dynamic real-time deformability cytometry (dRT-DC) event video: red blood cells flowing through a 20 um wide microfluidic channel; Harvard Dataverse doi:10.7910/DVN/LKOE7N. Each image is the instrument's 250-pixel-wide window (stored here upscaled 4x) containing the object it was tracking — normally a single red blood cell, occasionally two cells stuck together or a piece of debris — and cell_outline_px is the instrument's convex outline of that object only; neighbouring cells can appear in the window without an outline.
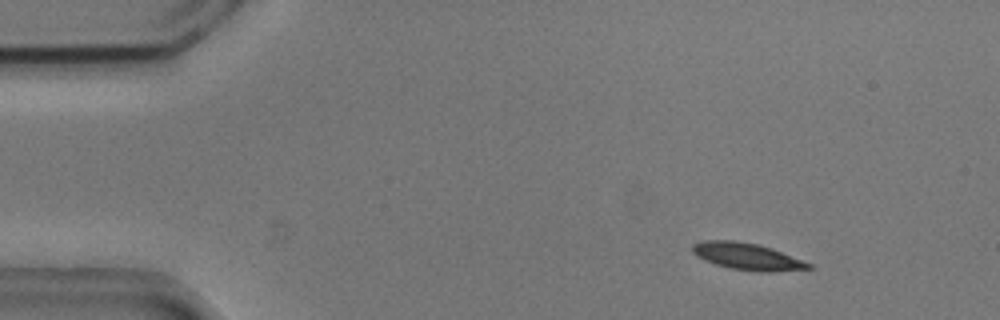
{"species": "common noctule bat (a hibernating species)", "species_latin": "Nyctalus noctula", "temperature_condition": "cold", "stored_images_in_passage": 51, "camera_frame_rate_fps": 3000, "um_per_image_px": 0.085, "animal": {"sex": "male", "body_mass_g": 20.5, "forearm_length_mm": 52.5}, "frame": {"image": 1, "passage_image": 6, "time_ms": 1.667, "image_size_px": [1000, 320], "cell_outline_px": [[816, 268], [772, 272], [760, 272], [728, 268], [704, 260], [696, 256], [692, 252], [692, 244], [704, 240], [736, 240], [760, 244], [772, 248], [812, 264]], "centroid_in_image_um": [63.52, 21.79], "position_along_channel_um": 21.5, "area_um2": 18.44}}
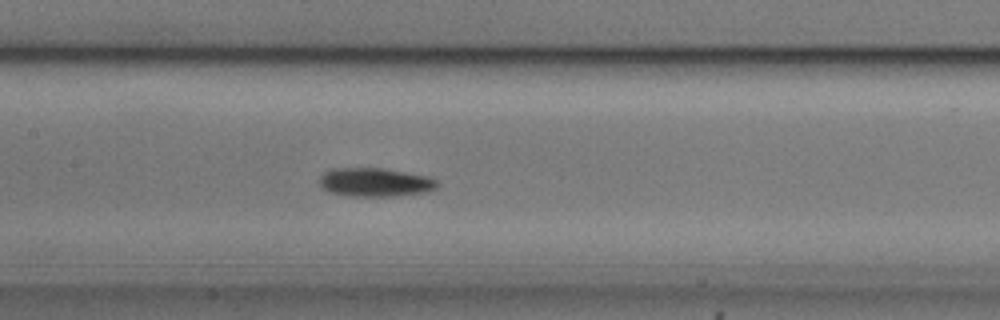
{"frame": {"image": 2, "passage_image": 25, "time_ms": 8.0, "image_size_px": [1000, 320], "cell_outline_px": [[440, 184], [436, 188], [424, 192], [392, 196], [352, 196], [328, 192], [316, 180], [328, 168], [384, 168], [428, 176], [436, 180]], "centroid_in_image_um": [31.84, 15.48], "position_along_channel_um": 175.6, "area_um2": 19.83}}
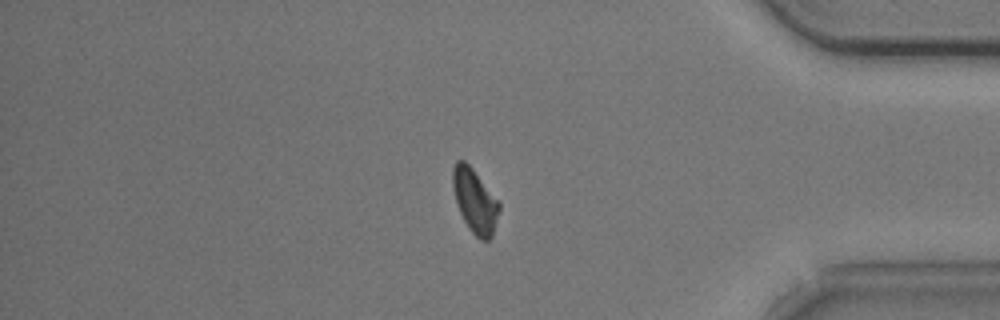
{"frame": {"image": 3, "passage_image": 45, "time_ms": 14.667, "image_size_px": [1000, 320], "cell_outline_px": [[500, 208], [492, 236], [488, 240], [480, 240], [468, 228], [456, 204], [452, 184], [452, 168], [456, 160], [464, 160], [472, 168], [500, 200]], "centroid_in_image_um": [40.37, 17.05], "position_along_channel_um": 394.8, "area_um2": 17.51}, "authors_computed_cell_mechanics": {"area_um2": 18.0336, "velocity_mm_per_s": 3.7083, "shape_relaxation_time_tau1_ms": 2.6526, "shape_relaxation_time_tau2_ms": null, "deformation_change_tau1": 0.1088, "deformation_change_tau2": null}}